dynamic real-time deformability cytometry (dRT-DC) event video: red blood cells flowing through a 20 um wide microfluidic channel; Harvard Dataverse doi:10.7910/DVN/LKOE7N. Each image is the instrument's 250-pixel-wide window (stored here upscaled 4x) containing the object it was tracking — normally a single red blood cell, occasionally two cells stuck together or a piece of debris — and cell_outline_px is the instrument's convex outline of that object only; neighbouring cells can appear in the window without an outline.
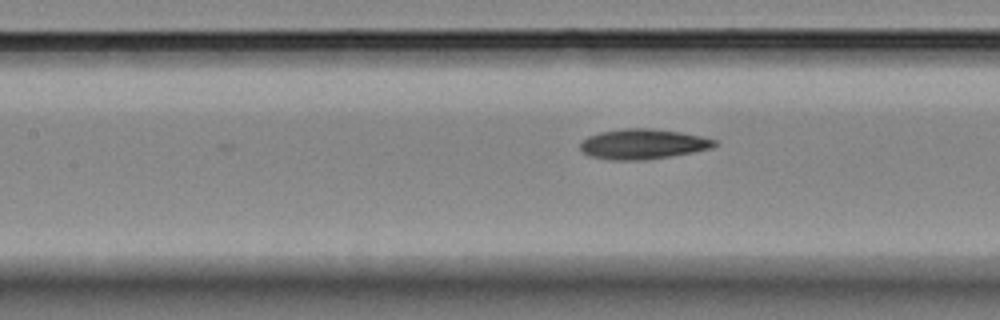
{"species": "Egyptian fruit bat (a non-hibernating species)", "species_latin": "Rousettus aegyptiacus", "temperature_condition": "room temperature", "stored_images_in_passage": 9, "segment_of_instrument_passage": [2, 2], "camera_frame_rate_fps": 3000, "um_per_image_px": 0.085, "animal": {"sex": "female"}, "frame": {"image": 1, "passage_image": 9, "time_ms": 10.333, "image_size_px": [1000, 320], "cell_outline_px": [[720, 144], [712, 148], [672, 156], [648, 160], [608, 160], [588, 156], [580, 148], [580, 144], [588, 136], [600, 132], [624, 128], [652, 128], [680, 132], [700, 136], [716, 140]], "centroid_in_image_um": [54.66, 12.25], "position_along_channel_um": 152.7, "area_um2": 23.76}}